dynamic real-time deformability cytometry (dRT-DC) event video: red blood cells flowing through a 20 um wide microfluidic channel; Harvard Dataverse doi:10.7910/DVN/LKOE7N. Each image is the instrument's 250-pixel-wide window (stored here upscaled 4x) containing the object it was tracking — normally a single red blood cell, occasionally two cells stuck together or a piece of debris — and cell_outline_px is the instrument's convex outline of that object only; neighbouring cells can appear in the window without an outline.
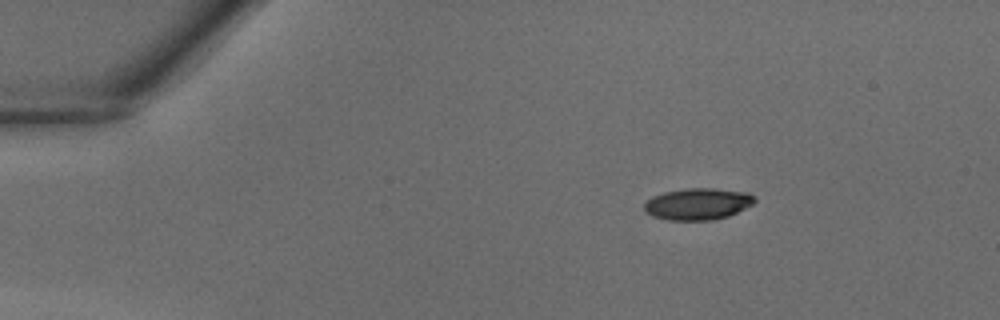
{"species": "common noctule bat (a hibernating species)", "species_latin": "Nyctalus noctula", "temperature_condition": "warm", "stored_images_in_passage": 35, "camera_frame_rate_fps": 3000, "um_per_image_px": 0.085, "animal": {"sex": "male", "body_mass_g": 18.8}, "frame": {"image": 1, "passage_image": 1, "time_ms": 0.0, "image_size_px": [1000, 320], "cell_outline_px": [[756, 200], [752, 204], [728, 216], [712, 220], [668, 220], [652, 216], [644, 208], [644, 204], [652, 196], [664, 192], [684, 188], [712, 188], [748, 192], [756, 196]], "centroid_in_image_um": [59.32, 17.32], "position_along_channel_um": 25.7, "area_um2": 20.35}}
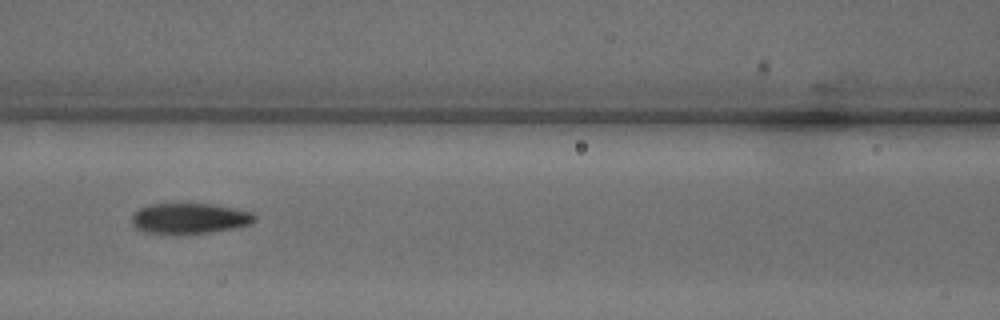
{"frame": {"image": 2, "passage_image": 13, "time_ms": 4.0, "image_size_px": [1000, 320], "cell_outline_px": [[256, 220], [252, 224], [236, 228], [212, 232], [176, 236], [144, 232], [136, 228], [132, 224], [132, 212], [140, 208], [152, 204], [208, 204], [252, 212], [256, 216]], "centroid_in_image_um": [16.08, 18.61], "position_along_channel_um": 150.5, "area_um2": 22.37}}
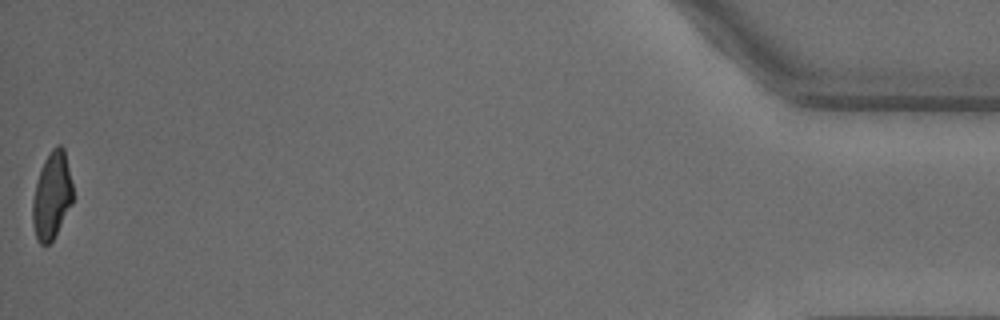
{"frame": {"image": 3, "passage_image": 35, "time_ms": 11.333, "image_size_px": [1000, 320], "cell_outline_px": [[72, 204], [52, 240], [48, 244], [40, 244], [36, 240], [32, 224], [32, 200], [36, 184], [44, 160], [52, 148], [56, 144], [60, 144], [64, 148], [72, 184]], "centroid_in_image_um": [4.39, 16.63], "position_along_channel_um": 430.8, "area_um2": 20.29}}